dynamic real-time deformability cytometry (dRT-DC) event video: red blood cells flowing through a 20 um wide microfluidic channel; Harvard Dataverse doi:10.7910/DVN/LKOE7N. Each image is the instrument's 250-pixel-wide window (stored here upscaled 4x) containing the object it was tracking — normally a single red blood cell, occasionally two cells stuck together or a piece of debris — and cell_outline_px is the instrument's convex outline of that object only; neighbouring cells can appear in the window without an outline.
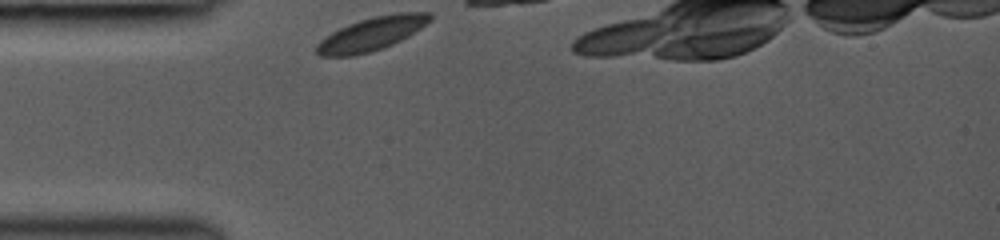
{"species": "common noctule bat (a hibernating species)", "species_latin": "Nyctalus noctula", "temperature_condition": "room temperature", "stored_images_in_passage": 28, "camera_frame_rate_fps": 3000, "um_per_image_px": 0.085, "animal": {"sex": "female", "body_mass_g": 19.0, "forearm_length_mm": 53.3}, "frame": {"image": 1, "passage_image": 1, "time_ms": 0.0, "image_size_px": [1000, 240], "cell_outline_px": [[432, 20], [408, 36], [384, 48], [352, 56], [320, 56], [316, 52], [316, 44], [320, 40], [332, 32], [348, 24], [360, 20], [376, 16], [400, 12], [432, 12]], "centroid_in_image_um": [31.59, 2.87], "position_along_channel_um": 53.4, "area_um2": 21.91}}
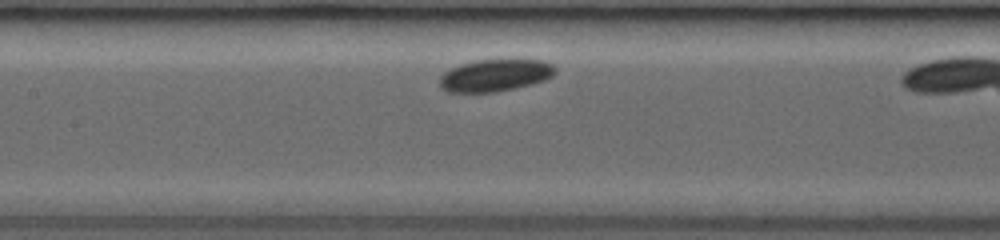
{"frame": {"image": 2, "passage_image": 10, "time_ms": 3.0, "image_size_px": [1000, 240], "cell_outline_px": [[556, 72], [552, 76], [544, 80], [532, 84], [516, 88], [496, 92], [448, 92], [440, 88], [440, 76], [448, 68], [460, 64], [476, 60], [544, 60], [552, 64], [556, 68]], "centroid_in_image_um": [42.07, 6.4], "position_along_channel_um": 165.3, "area_um2": 21.79}}
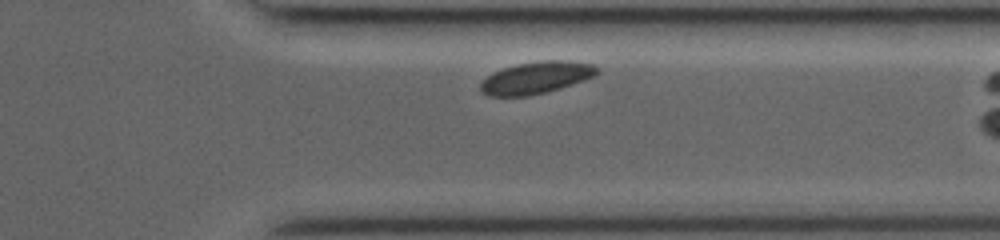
{"frame": {"image": 3, "passage_image": 25, "time_ms": 8.0, "image_size_px": [1000, 240], "cell_outline_px": [[600, 72], [584, 80], [560, 88], [528, 96], [488, 96], [480, 92], [480, 84], [492, 72], [516, 64], [540, 60], [568, 60], [592, 64], [600, 68]], "centroid_in_image_um": [45.57, 6.59], "position_along_channel_um": 365.8, "area_um2": 21.79}}